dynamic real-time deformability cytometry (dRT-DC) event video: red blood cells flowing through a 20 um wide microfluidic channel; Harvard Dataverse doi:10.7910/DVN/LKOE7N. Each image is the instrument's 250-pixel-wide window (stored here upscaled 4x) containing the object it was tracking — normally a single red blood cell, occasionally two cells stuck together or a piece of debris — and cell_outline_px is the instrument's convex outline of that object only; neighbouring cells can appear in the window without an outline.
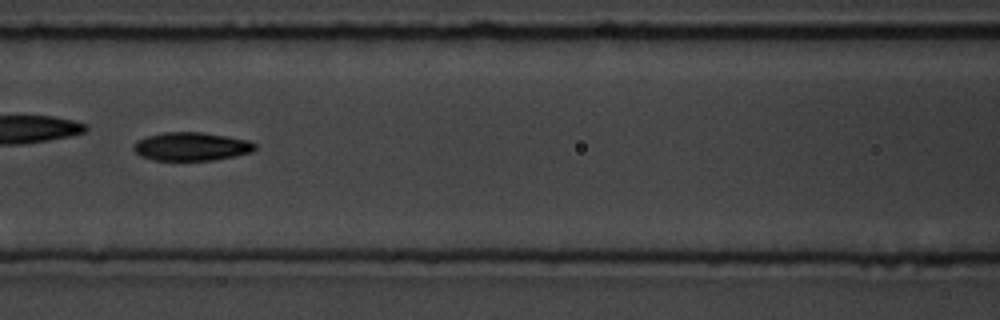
{"species": "common noctule bat (a hibernating species)", "species_latin": "Nyctalus noctula", "temperature_condition": "room temperature", "stored_images_in_passage": 52, "camera_frame_rate_fps": 3000, "um_per_image_px": 0.085, "animal": {"sex": "male", "body_mass_g": 19.5, "forearm_length_mm": 54.6}, "frame": {"image": 1, "passage_image": 23, "time_ms": 7.333, "image_size_px": [1000, 320], "cell_outline_px": [[256, 148], [252, 152], [236, 156], [212, 160], [152, 160], [140, 156], [132, 148], [136, 140], [148, 136], [164, 132], [204, 132], [228, 136], [248, 140], [256, 144]], "centroid_in_image_um": [16.27, 12.45], "position_along_channel_um": 150.3, "area_um2": 20.23}, "authors_computed_cell_mechanics": {"area_um2": 19.9121, "velocity_mm_per_s": 3.7868, "shape_relaxation_time_tau1_ms": 3.1347, "shape_relaxation_time_tau2_ms": 3.0333, "deformation_change_tau1": 0.1457, "deformation_change_tau2": 0.0897}}